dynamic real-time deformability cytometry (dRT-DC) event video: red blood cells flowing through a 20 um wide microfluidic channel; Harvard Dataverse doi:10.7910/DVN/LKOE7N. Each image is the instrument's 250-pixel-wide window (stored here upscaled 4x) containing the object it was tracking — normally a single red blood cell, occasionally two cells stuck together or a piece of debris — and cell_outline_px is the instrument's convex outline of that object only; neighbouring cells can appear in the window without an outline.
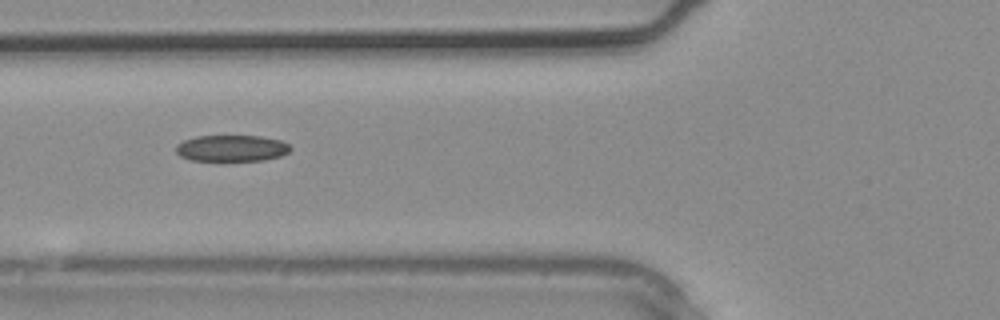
{"species": "common noctule bat (a hibernating species)", "species_latin": "Nyctalus noctula", "temperature_condition": "warm", "stored_images_in_passage": 3, "camera_frame_rate_fps": 3000, "um_per_image_px": 0.085, "animal": {"sex": "male", "body_mass_g": 20.4}, "frame": {"image": 1, "passage_image": 3, "time_ms": 0.667, "image_size_px": [1000, 320], "cell_outline_px": [[292, 148], [288, 152], [280, 156], [264, 160], [192, 160], [180, 156], [176, 152], [176, 144], [184, 140], [196, 136], [260, 136], [280, 140], [288, 144]], "centroid_in_image_um": [19.68, 12.59], "position_along_channel_um": 106.1, "area_um2": 17.46}}